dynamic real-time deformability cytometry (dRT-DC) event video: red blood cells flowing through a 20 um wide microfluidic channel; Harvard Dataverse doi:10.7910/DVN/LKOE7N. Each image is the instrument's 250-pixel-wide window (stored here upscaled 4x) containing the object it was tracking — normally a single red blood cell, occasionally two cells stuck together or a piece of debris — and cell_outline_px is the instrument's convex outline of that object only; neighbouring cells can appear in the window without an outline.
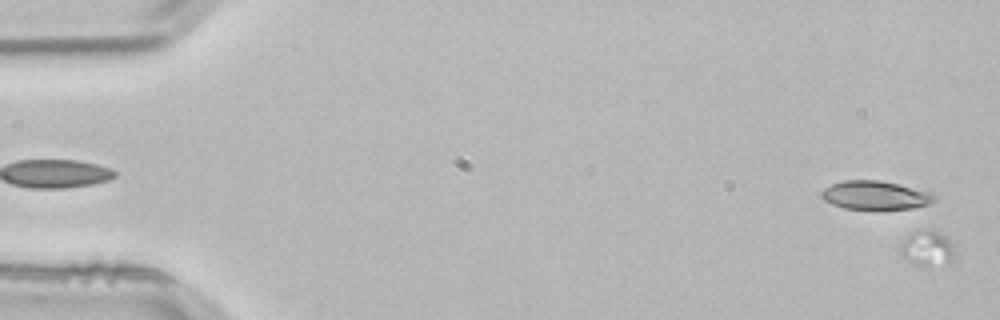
{"species": "common noctule bat (a hibernating species)", "species_latin": "Nyctalus noctula", "temperature_condition": "room temperature", "stored_images_in_passage": 18, "camera_frame_rate_fps": 3000, "um_per_image_px": 0.085, "animal": {"sex": "male", "body_mass_g": 21.5, "forearm_length_mm": 52.0}, "frame": {"image": 1, "passage_image": 2, "time_ms": 0.333, "image_size_px": [1000, 320], "cell_outline_px": [[956, 252], [952, 260], [948, 264], [928, 268], [916, 264], [908, 260], [900, 252], [900, 244], [912, 232], [928, 228], [940, 232], [956, 248]], "centroid_in_image_um": [78.87, 21.13], "position_along_channel_um": 6.1, "area_um2": 11.5}}